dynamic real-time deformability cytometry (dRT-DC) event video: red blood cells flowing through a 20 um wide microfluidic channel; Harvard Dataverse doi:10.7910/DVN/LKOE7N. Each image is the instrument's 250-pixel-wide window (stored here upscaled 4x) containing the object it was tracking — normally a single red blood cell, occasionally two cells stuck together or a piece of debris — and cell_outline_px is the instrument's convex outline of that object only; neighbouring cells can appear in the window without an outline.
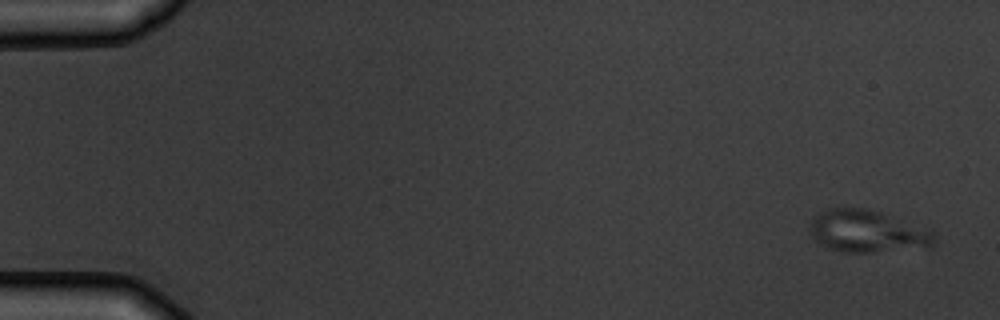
{"species": "common noctule bat (a hibernating species)", "species_latin": "Nyctalus noctula", "temperature_condition": "warm", "stored_images_in_passage": 5, "camera_frame_rate_fps": 3000, "um_per_image_px": 0.085, "animal": {"sex": "male", "body_mass_g": 19.5, "forearm_length_mm": 54.6}, "frame": {"image": 1, "passage_image": 1, "time_ms": 0.0, "image_size_px": [1000, 320], "cell_outline_px": [[936, 240], [932, 248], [872, 252], [844, 252], [828, 248], [816, 240], [812, 236], [812, 216], [828, 208], [868, 208], [932, 228], [936, 232]], "centroid_in_image_um": [73.86, 19.66], "position_along_channel_um": 11.1, "area_um2": 31.27}}